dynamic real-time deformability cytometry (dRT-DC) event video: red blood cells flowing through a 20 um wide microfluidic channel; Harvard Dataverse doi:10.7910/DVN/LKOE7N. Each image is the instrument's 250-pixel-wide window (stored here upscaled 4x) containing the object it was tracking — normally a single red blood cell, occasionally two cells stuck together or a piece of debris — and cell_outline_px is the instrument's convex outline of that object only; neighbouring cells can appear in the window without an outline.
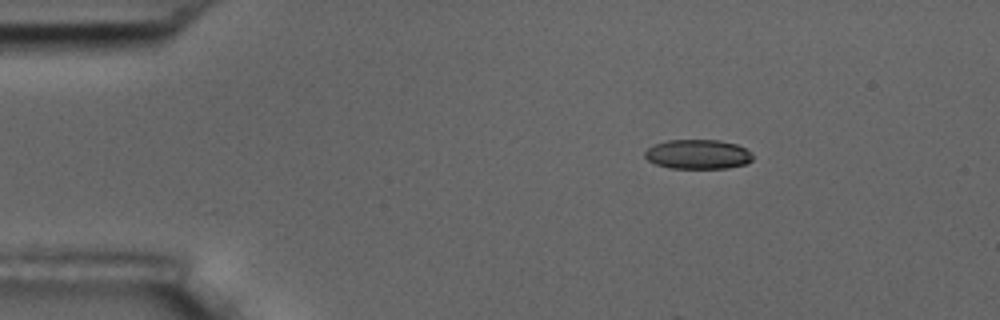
{"species": "common noctule bat (a hibernating species)", "species_latin": "Nyctalus noctula", "temperature_condition": "room temperature", "stored_images_in_passage": 3, "camera_frame_rate_fps": 3000, "um_per_image_px": 0.085, "animal": {"sex": "male", "body_mass_g": 17.5, "forearm_length_mm": 52.3}, "frame": {"image": 1, "passage_image": 1, "time_ms": 0.0, "image_size_px": [1000, 320], "cell_outline_px": [[752, 160], [744, 164], [728, 168], [668, 168], [656, 164], [648, 160], [644, 156], [644, 152], [652, 144], [668, 140], [720, 140], [736, 144], [744, 148], [752, 156]], "centroid_in_image_um": [59.27, 13.11], "position_along_channel_um": 25.7, "area_um2": 18.5}}